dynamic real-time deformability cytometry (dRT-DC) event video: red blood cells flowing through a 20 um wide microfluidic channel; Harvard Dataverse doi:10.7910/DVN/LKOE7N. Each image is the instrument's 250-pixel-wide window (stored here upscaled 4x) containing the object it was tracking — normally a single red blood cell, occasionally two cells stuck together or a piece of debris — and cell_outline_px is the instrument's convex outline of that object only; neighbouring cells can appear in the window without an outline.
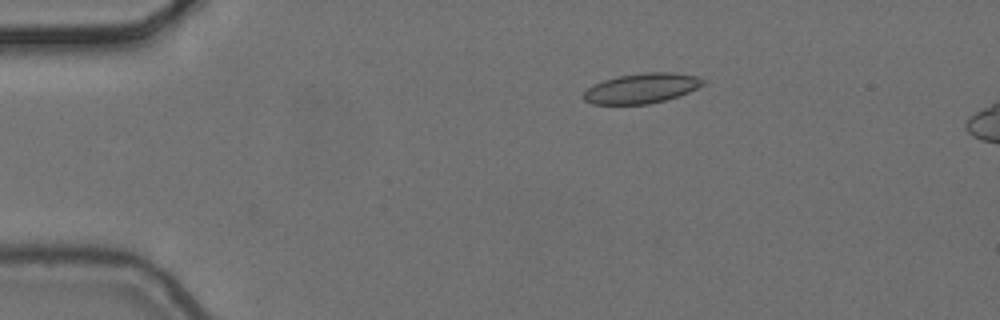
{"species": "common noctule bat (a hibernating species)", "species_latin": "Nyctalus noctula", "temperature_condition": "cold", "stored_images_in_passage": 9, "camera_frame_rate_fps": 3000, "um_per_image_px": 0.085, "animal": {"sex": "female", "body_mass_g": 24.6, "forearm_length_mm": 56.2}, "frame": {"image": 1, "passage_image": 1, "time_ms": 0.0, "image_size_px": [1000, 320], "cell_outline_px": [[704, 84], [688, 92], [664, 100], [648, 104], [592, 104], [584, 100], [580, 96], [588, 88], [604, 80], [616, 76], [644, 72], [672, 72], [696, 76], [704, 80]], "centroid_in_image_um": [54.5, 7.5], "position_along_channel_um": 30.5, "area_um2": 20.75}}
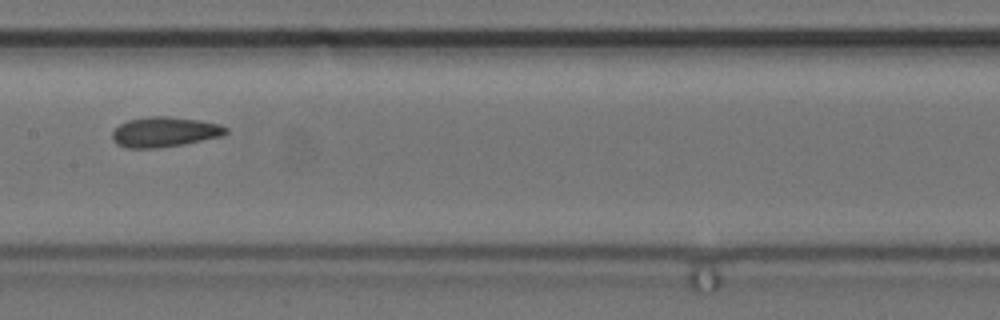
{"frame": {"image": 2, "passage_image": 6, "time_ms": 1.667, "image_size_px": [1000, 320], "cell_outline_px": [[228, 132], [224, 136], [184, 144], [160, 148], [128, 148], [116, 144], [112, 140], [112, 132], [120, 124], [128, 120], [148, 116], [168, 116], [200, 120], [220, 124], [228, 128]], "centroid_in_image_um": [14.01, 11.22], "position_along_channel_um": 193.4, "area_um2": 20.17}}
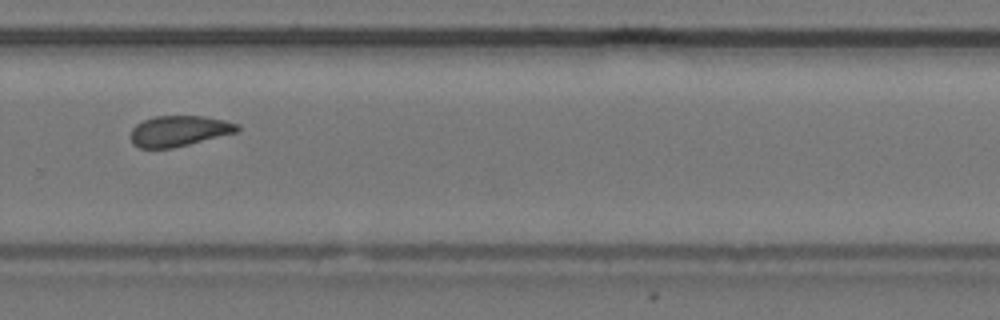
{"frame": {"image": 3, "passage_image": 9, "time_ms": 2.667, "image_size_px": [1000, 320], "cell_outline_px": [[240, 128], [236, 132], [172, 148], [140, 148], [132, 144], [132, 128], [136, 124], [144, 120], [156, 116], [204, 116], [224, 120], [240, 124]], "centroid_in_image_um": [15.22, 11.12], "position_along_channel_um": 314.6, "area_um2": 18.84}}